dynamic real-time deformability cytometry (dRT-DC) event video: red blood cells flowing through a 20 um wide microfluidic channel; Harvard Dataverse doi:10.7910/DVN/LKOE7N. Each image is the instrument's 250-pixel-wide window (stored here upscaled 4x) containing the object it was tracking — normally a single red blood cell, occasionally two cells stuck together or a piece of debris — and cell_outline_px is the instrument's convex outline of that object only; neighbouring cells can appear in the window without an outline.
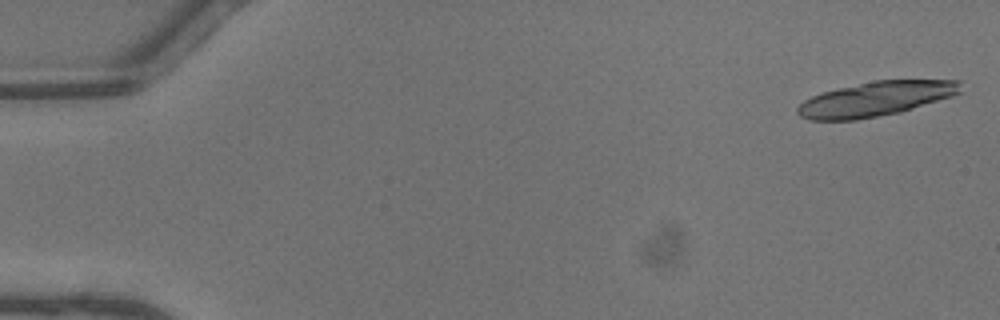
{"species": "common noctule bat (a hibernating species)", "species_latin": "Nyctalus noctula", "temperature_condition": "warm", "stored_images_in_passage": 17, "camera_frame_rate_fps": 3000, "um_per_image_px": 0.085, "animal": {"sex": "male", "body_mass_g": 13.3}, "frame": {"image": 1, "passage_image": 1, "time_ms": 0.0, "image_size_px": [1000, 320], "cell_outline_px": [[964, 92], [952, 96], [900, 112], [856, 120], [812, 120], [800, 116], [796, 112], [796, 108], [804, 100], [812, 96], [824, 92], [872, 80], [960, 80]], "centroid_in_image_um": [74.47, 8.4], "position_along_channel_um": 10.5, "area_um2": 32.77}}